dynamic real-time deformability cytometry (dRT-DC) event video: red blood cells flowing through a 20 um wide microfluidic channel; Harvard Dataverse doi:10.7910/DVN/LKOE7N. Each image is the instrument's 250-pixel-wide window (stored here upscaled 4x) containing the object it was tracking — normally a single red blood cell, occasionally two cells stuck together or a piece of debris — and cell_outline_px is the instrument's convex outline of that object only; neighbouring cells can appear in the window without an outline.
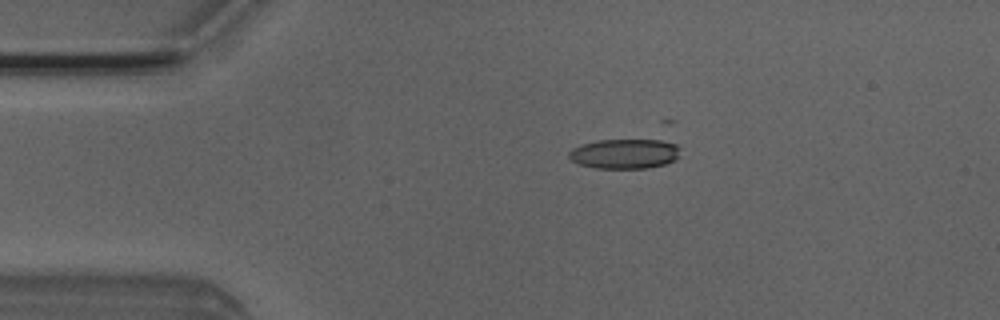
{"species": "Egyptian fruit bat (a non-hibernating species)", "species_latin": "Rousettus aegyptiacus", "temperature_condition": "room temperature", "stored_images_in_passage": 8, "camera_frame_rate_fps": 3000, "um_per_image_px": 0.085, "animal": {"sex": "male"}, "frame": {"image": 1, "passage_image": 1, "time_ms": 0.0, "image_size_px": [1000, 320], "cell_outline_px": [[680, 148], [676, 160], [664, 164], [648, 168], [596, 168], [580, 164], [572, 160], [568, 156], [568, 152], [572, 148], [580, 144], [600, 140], [668, 140], [676, 144]], "centroid_in_image_um": [53.11, 13.06], "position_along_channel_um": 31.9, "area_um2": 19.42}}